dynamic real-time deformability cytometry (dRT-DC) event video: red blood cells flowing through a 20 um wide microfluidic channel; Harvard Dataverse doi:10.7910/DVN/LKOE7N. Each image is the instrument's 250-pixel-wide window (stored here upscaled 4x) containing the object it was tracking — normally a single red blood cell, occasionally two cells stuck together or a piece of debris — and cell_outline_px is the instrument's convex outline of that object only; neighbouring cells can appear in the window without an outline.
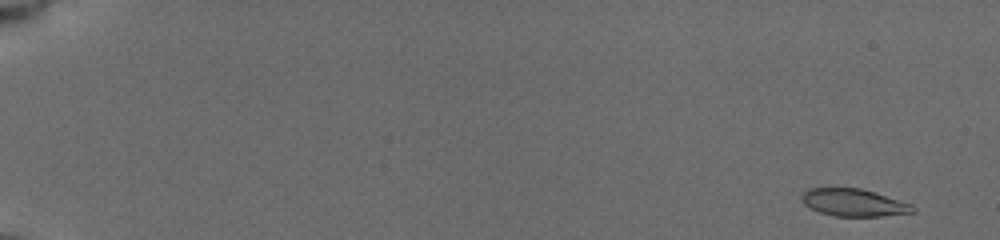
{"species": "common noctule bat (a hibernating species)", "species_latin": "Nyctalus noctula", "temperature_condition": "cold", "stored_images_in_passage": 55, "camera_frame_rate_fps": 3000, "um_per_image_px": 0.085, "animal": {"sex": "female", "body_mass_g": 19.5, "forearm_length_mm": 54.1}, "frame": {"image": 1, "passage_image": 1, "time_ms": 0.0, "image_size_px": [1000, 240], "cell_outline_px": [[916, 212], [880, 216], [832, 216], [820, 212], [804, 204], [800, 200], [800, 196], [808, 188], [860, 188], [912, 204], [916, 208]], "centroid_in_image_um": [72.55, 17.22], "position_along_channel_um": 12.4, "area_um2": 17.69}}
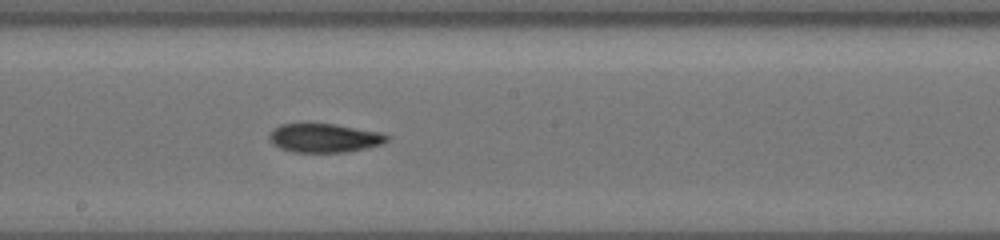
{"frame": {"image": 2, "passage_image": 32, "time_ms": 10.333, "image_size_px": [1000, 240], "cell_outline_px": [[388, 140], [380, 144], [348, 152], [292, 152], [280, 148], [272, 144], [268, 136], [272, 128], [280, 124], [332, 124], [380, 132], [388, 136]], "centroid_in_image_um": [27.5, 11.73], "position_along_channel_um": 220.7, "area_um2": 19.59}}
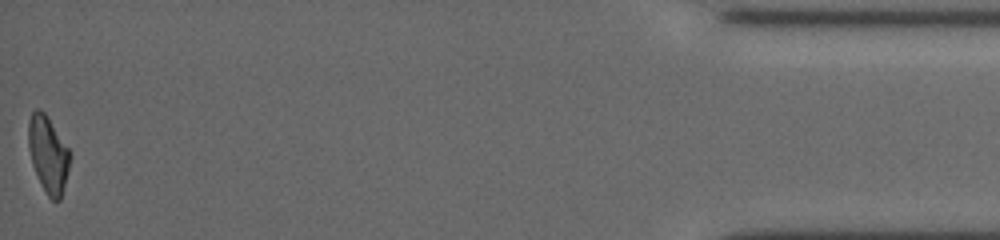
{"frame": {"image": 3, "passage_image": 55, "time_ms": 18.0, "image_size_px": [1000, 240], "cell_outline_px": [[72, 156], [60, 200], [52, 200], [48, 196], [40, 184], [32, 164], [28, 144], [28, 120], [32, 112], [36, 108], [40, 108], [48, 116], [68, 148]], "centroid_in_image_um": [4.09, 13.09], "position_along_channel_um": 431.1, "area_um2": 18.61}, "authors_computed_cell_mechanics": {"area_um2": 19.1896, "velocity_mm_per_s": 3.7496, "shape_relaxation_time_tau1_ms": 5.2884, "shape_relaxation_time_tau2_ms": 9.1987, "deformation_change_tau1": 0.1811, "deformation_change_tau2": 0.1904}}